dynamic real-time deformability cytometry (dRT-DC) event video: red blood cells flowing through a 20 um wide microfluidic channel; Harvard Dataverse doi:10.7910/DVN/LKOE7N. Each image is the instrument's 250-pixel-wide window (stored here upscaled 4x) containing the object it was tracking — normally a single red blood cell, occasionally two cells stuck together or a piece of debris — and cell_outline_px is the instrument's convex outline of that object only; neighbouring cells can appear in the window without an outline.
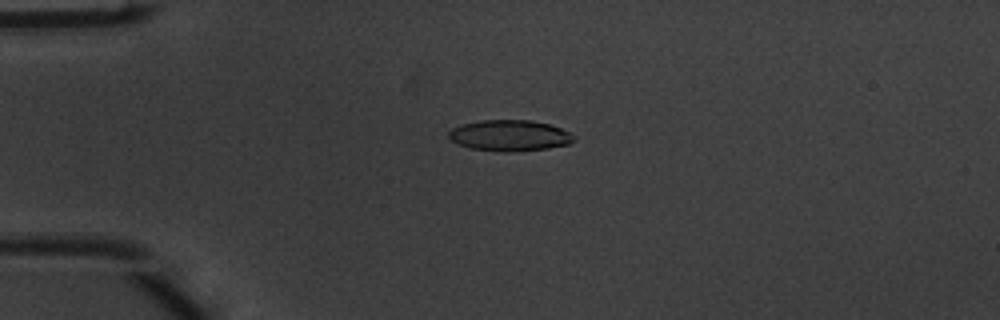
{"species": "common noctule bat (a hibernating species)", "species_latin": "Nyctalus noctula", "temperature_condition": "warm", "stored_images_in_passage": 43, "camera_frame_rate_fps": 3000, "um_per_image_px": 0.085, "animal": {"sex": "male", "body_mass_g": 20.1, "forearm_length_mm": 53.5}, "frame": {"image": 1, "passage_image": 5, "time_ms": 1.333, "image_size_px": [1000, 320], "cell_outline_px": [[576, 136], [568, 144], [548, 148], [516, 152], [500, 152], [472, 148], [456, 144], [448, 136], [448, 132], [452, 128], [464, 124], [484, 120], [528, 120], [548, 124], [560, 128]], "centroid_in_image_um": [43.3, 11.53], "position_along_channel_um": 41.7, "area_um2": 22.48}}
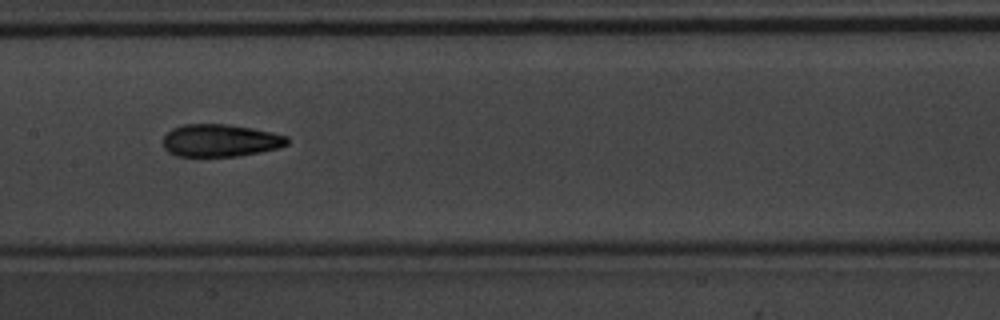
{"frame": {"image": 2, "passage_image": 18, "time_ms": 5.667, "image_size_px": [1000, 320], "cell_outline_px": [[288, 144], [280, 148], [260, 152], [236, 156], [176, 156], [168, 152], [164, 148], [164, 136], [172, 128], [184, 124], [224, 124], [252, 128], [288, 136]], "centroid_in_image_um": [18.73, 11.94], "position_along_channel_um": 188.7, "area_um2": 23.47}}
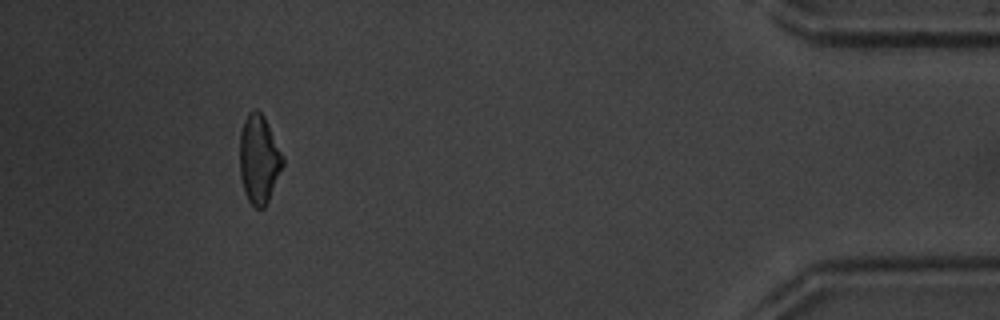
{"frame": {"image": 3, "passage_image": 39, "time_ms": 12.667, "image_size_px": [1000, 320], "cell_outline_px": [[284, 164], [268, 200], [264, 208], [256, 208], [248, 200], [244, 192], [240, 176], [240, 132], [244, 120], [248, 112], [252, 108], [256, 108], [264, 116], [284, 156]], "centroid_in_image_um": [22.01, 13.5], "position_along_channel_um": 413.2, "area_um2": 22.31}, "authors_computed_cell_mechanics": {"area_um2": 22.831, "velocity_mm_per_s": 4.0368, "shape_relaxation_time_tau1_ms": 5.5571, "shape_relaxation_time_tau2_ms": 2.7437, "deformation_change_tau1": 0.1818, "deformation_change_tau2": 0.0951}}